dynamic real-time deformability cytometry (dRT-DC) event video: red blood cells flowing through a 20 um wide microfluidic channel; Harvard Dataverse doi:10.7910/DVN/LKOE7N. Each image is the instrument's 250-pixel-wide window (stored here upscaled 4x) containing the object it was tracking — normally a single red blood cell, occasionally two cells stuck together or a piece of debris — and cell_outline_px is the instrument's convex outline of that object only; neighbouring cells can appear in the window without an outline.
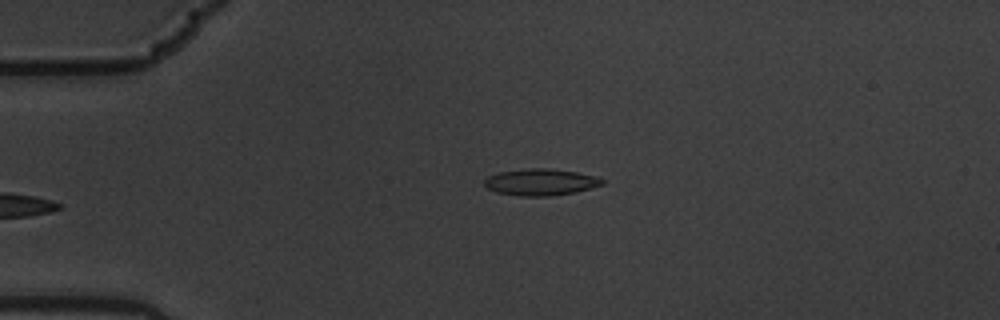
{"species": "common noctule bat (a hibernating species)", "species_latin": "Nyctalus noctula", "temperature_condition": "warm", "stored_images_in_passage": 4, "camera_frame_rate_fps": 3000, "um_per_image_px": 0.085, "animal": {"sex": "male", "body_mass_g": 19.5, "forearm_length_mm": 54.6}, "frame": {"image": 1, "passage_image": 4, "time_ms": 1.0, "image_size_px": [1000, 320], "cell_outline_px": [[604, 184], [576, 192], [552, 196], [520, 196], [496, 192], [488, 188], [484, 184], [484, 180], [488, 176], [500, 172], [528, 168], [548, 168], [576, 172], [596, 176], [604, 180]], "centroid_in_image_um": [45.96, 15.48], "position_along_channel_um": 39.0, "area_um2": 18.26}}